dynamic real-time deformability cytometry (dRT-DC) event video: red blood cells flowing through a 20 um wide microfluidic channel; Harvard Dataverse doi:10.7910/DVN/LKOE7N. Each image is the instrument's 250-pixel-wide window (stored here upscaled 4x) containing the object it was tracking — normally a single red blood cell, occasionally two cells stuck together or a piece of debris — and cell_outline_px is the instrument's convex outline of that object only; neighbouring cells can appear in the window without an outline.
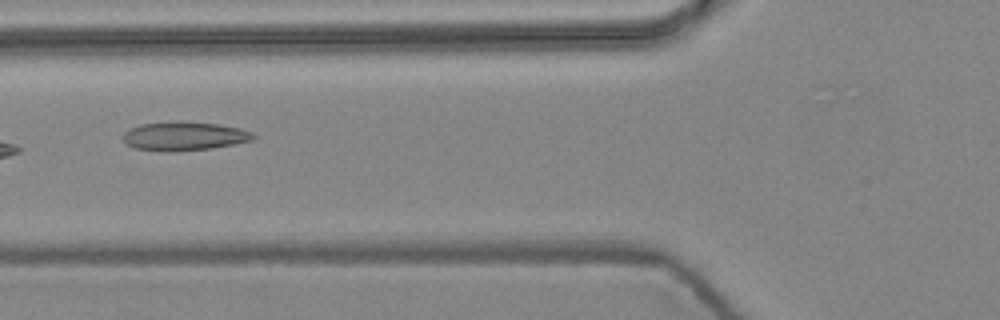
{"species": "common noctule bat (a hibernating species)", "species_latin": "Nyctalus noctula", "temperature_condition": "warm", "stored_images_in_passage": 9, "camera_frame_rate_fps": 3000, "um_per_image_px": 0.085, "animal": {"sex": "female", "body_mass_g": 24.6, "forearm_length_mm": 56.2}, "frame": {"image": 1, "passage_image": 7, "time_ms": 2.0, "image_size_px": [1000, 320], "cell_outline_px": [[256, 136], [252, 140], [212, 148], [168, 152], [160, 152], [136, 148], [128, 144], [120, 136], [124, 132], [140, 124], [180, 120], [216, 124], [240, 128], [252, 132]], "centroid_in_image_um": [15.63, 11.56], "position_along_channel_um": 110.2, "area_um2": 21.96}}
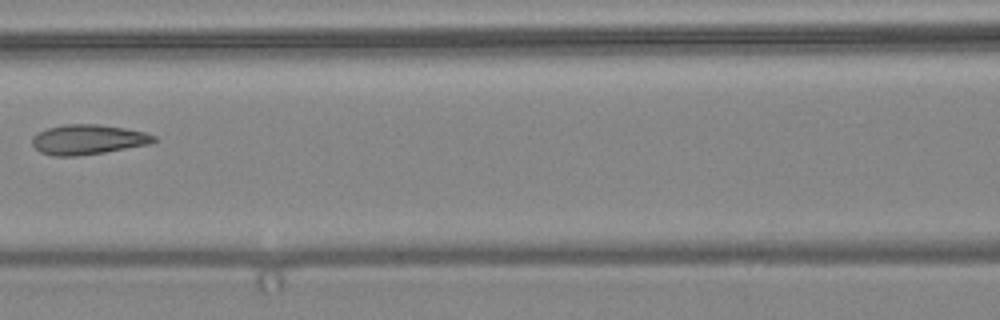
{"frame": {"image": 2, "passage_image": 8, "time_ms": 2.333, "image_size_px": [1000, 320], "cell_outline_px": [[156, 140], [152, 144], [104, 152], [76, 156], [52, 156], [40, 152], [32, 144], [32, 136], [48, 128], [64, 124], [100, 124], [124, 128], [144, 132], [156, 136]], "centroid_in_image_um": [7.49, 11.86], "position_along_channel_um": 159.1, "area_um2": 21.21}}
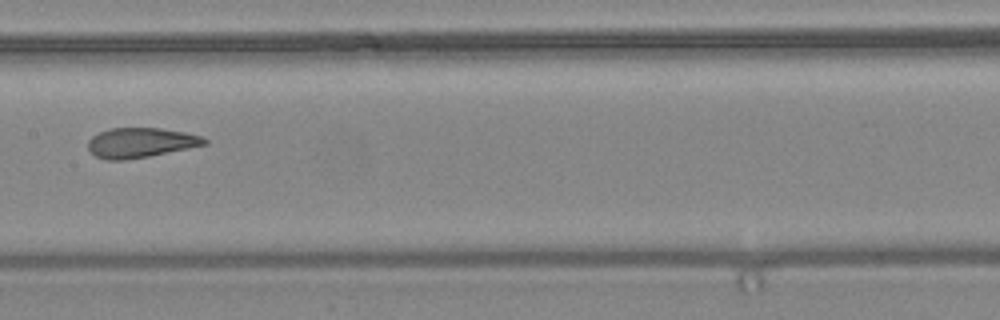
{"frame": {"image": 3, "passage_image": 9, "time_ms": 2.667, "image_size_px": [1000, 320], "cell_outline_px": [[208, 144], [148, 156], [124, 160], [104, 160], [96, 156], [88, 148], [88, 140], [92, 136], [100, 132], [112, 128], [160, 128], [184, 132], [200, 136], [208, 140]], "centroid_in_image_um": [11.94, 12.13], "position_along_channel_um": 195.5, "area_um2": 20.06}}